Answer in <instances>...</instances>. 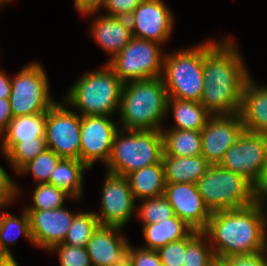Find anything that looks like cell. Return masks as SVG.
Listing matches in <instances>:
<instances>
[{
    "label": "cell",
    "instance_id": "obj_1",
    "mask_svg": "<svg viewBox=\"0 0 267 266\" xmlns=\"http://www.w3.org/2000/svg\"><path fill=\"white\" fill-rule=\"evenodd\" d=\"M230 36L203 41L204 89L200 103L211 115L239 114L251 73Z\"/></svg>",
    "mask_w": 267,
    "mask_h": 266
},
{
    "label": "cell",
    "instance_id": "obj_2",
    "mask_svg": "<svg viewBox=\"0 0 267 266\" xmlns=\"http://www.w3.org/2000/svg\"><path fill=\"white\" fill-rule=\"evenodd\" d=\"M203 232L217 260L267 251L266 200L259 199L245 208L212 212Z\"/></svg>",
    "mask_w": 267,
    "mask_h": 266
},
{
    "label": "cell",
    "instance_id": "obj_3",
    "mask_svg": "<svg viewBox=\"0 0 267 266\" xmlns=\"http://www.w3.org/2000/svg\"><path fill=\"white\" fill-rule=\"evenodd\" d=\"M167 101L161 77L125 82L118 111L119 128L161 131L167 116Z\"/></svg>",
    "mask_w": 267,
    "mask_h": 266
},
{
    "label": "cell",
    "instance_id": "obj_4",
    "mask_svg": "<svg viewBox=\"0 0 267 266\" xmlns=\"http://www.w3.org/2000/svg\"><path fill=\"white\" fill-rule=\"evenodd\" d=\"M123 82L105 63L84 73L64 94L63 100L81 116H111L118 113Z\"/></svg>",
    "mask_w": 267,
    "mask_h": 266
},
{
    "label": "cell",
    "instance_id": "obj_5",
    "mask_svg": "<svg viewBox=\"0 0 267 266\" xmlns=\"http://www.w3.org/2000/svg\"><path fill=\"white\" fill-rule=\"evenodd\" d=\"M163 136L160 130H125L114 136L106 172L126 177L145 166L161 163Z\"/></svg>",
    "mask_w": 267,
    "mask_h": 266
},
{
    "label": "cell",
    "instance_id": "obj_6",
    "mask_svg": "<svg viewBox=\"0 0 267 266\" xmlns=\"http://www.w3.org/2000/svg\"><path fill=\"white\" fill-rule=\"evenodd\" d=\"M161 78L168 98L200 102L204 89L203 42L166 51Z\"/></svg>",
    "mask_w": 267,
    "mask_h": 266
},
{
    "label": "cell",
    "instance_id": "obj_7",
    "mask_svg": "<svg viewBox=\"0 0 267 266\" xmlns=\"http://www.w3.org/2000/svg\"><path fill=\"white\" fill-rule=\"evenodd\" d=\"M196 186L211 213L245 208L259 200L247 179L219 165H211Z\"/></svg>",
    "mask_w": 267,
    "mask_h": 266
},
{
    "label": "cell",
    "instance_id": "obj_8",
    "mask_svg": "<svg viewBox=\"0 0 267 266\" xmlns=\"http://www.w3.org/2000/svg\"><path fill=\"white\" fill-rule=\"evenodd\" d=\"M42 63L32 61L11 78L9 97L13 117L47 113L57 102L50 92V84Z\"/></svg>",
    "mask_w": 267,
    "mask_h": 266
},
{
    "label": "cell",
    "instance_id": "obj_9",
    "mask_svg": "<svg viewBox=\"0 0 267 266\" xmlns=\"http://www.w3.org/2000/svg\"><path fill=\"white\" fill-rule=\"evenodd\" d=\"M161 44L133 37L106 64L123 82L161 77L165 52Z\"/></svg>",
    "mask_w": 267,
    "mask_h": 266
},
{
    "label": "cell",
    "instance_id": "obj_10",
    "mask_svg": "<svg viewBox=\"0 0 267 266\" xmlns=\"http://www.w3.org/2000/svg\"><path fill=\"white\" fill-rule=\"evenodd\" d=\"M62 101L56 102L46 113L47 146L61 158L80 160L81 115Z\"/></svg>",
    "mask_w": 267,
    "mask_h": 266
},
{
    "label": "cell",
    "instance_id": "obj_11",
    "mask_svg": "<svg viewBox=\"0 0 267 266\" xmlns=\"http://www.w3.org/2000/svg\"><path fill=\"white\" fill-rule=\"evenodd\" d=\"M267 152V135L244 130L224 154L219 166L243 176L256 185Z\"/></svg>",
    "mask_w": 267,
    "mask_h": 266
},
{
    "label": "cell",
    "instance_id": "obj_12",
    "mask_svg": "<svg viewBox=\"0 0 267 266\" xmlns=\"http://www.w3.org/2000/svg\"><path fill=\"white\" fill-rule=\"evenodd\" d=\"M105 174L101 184L100 214L95 211L94 214L102 226L124 228L136 216L137 201L126 177Z\"/></svg>",
    "mask_w": 267,
    "mask_h": 266
},
{
    "label": "cell",
    "instance_id": "obj_13",
    "mask_svg": "<svg viewBox=\"0 0 267 266\" xmlns=\"http://www.w3.org/2000/svg\"><path fill=\"white\" fill-rule=\"evenodd\" d=\"M119 129L118 121L111 116H81L80 161L90 170L97 161L106 165Z\"/></svg>",
    "mask_w": 267,
    "mask_h": 266
},
{
    "label": "cell",
    "instance_id": "obj_14",
    "mask_svg": "<svg viewBox=\"0 0 267 266\" xmlns=\"http://www.w3.org/2000/svg\"><path fill=\"white\" fill-rule=\"evenodd\" d=\"M128 18L133 37L161 45L169 41L174 30L175 17L164 0H143Z\"/></svg>",
    "mask_w": 267,
    "mask_h": 266
},
{
    "label": "cell",
    "instance_id": "obj_15",
    "mask_svg": "<svg viewBox=\"0 0 267 266\" xmlns=\"http://www.w3.org/2000/svg\"><path fill=\"white\" fill-rule=\"evenodd\" d=\"M244 130L239 114L211 115L201 130V155L210 165H218Z\"/></svg>",
    "mask_w": 267,
    "mask_h": 266
},
{
    "label": "cell",
    "instance_id": "obj_16",
    "mask_svg": "<svg viewBox=\"0 0 267 266\" xmlns=\"http://www.w3.org/2000/svg\"><path fill=\"white\" fill-rule=\"evenodd\" d=\"M30 218V233L34 246L50 251L64 242L68 230L78 213L62 208L26 210Z\"/></svg>",
    "mask_w": 267,
    "mask_h": 266
},
{
    "label": "cell",
    "instance_id": "obj_17",
    "mask_svg": "<svg viewBox=\"0 0 267 266\" xmlns=\"http://www.w3.org/2000/svg\"><path fill=\"white\" fill-rule=\"evenodd\" d=\"M164 195L174 214L194 231L207 228L211 212L204 204L196 184L166 183Z\"/></svg>",
    "mask_w": 267,
    "mask_h": 266
},
{
    "label": "cell",
    "instance_id": "obj_18",
    "mask_svg": "<svg viewBox=\"0 0 267 266\" xmlns=\"http://www.w3.org/2000/svg\"><path fill=\"white\" fill-rule=\"evenodd\" d=\"M124 228L99 225L93 232L86 249L92 266H126L129 239L121 232Z\"/></svg>",
    "mask_w": 267,
    "mask_h": 266
},
{
    "label": "cell",
    "instance_id": "obj_19",
    "mask_svg": "<svg viewBox=\"0 0 267 266\" xmlns=\"http://www.w3.org/2000/svg\"><path fill=\"white\" fill-rule=\"evenodd\" d=\"M98 14L99 12H90L83 16H95L90 24L89 32L97 46L110 56L109 61L131 41L132 29L129 18Z\"/></svg>",
    "mask_w": 267,
    "mask_h": 266
},
{
    "label": "cell",
    "instance_id": "obj_20",
    "mask_svg": "<svg viewBox=\"0 0 267 266\" xmlns=\"http://www.w3.org/2000/svg\"><path fill=\"white\" fill-rule=\"evenodd\" d=\"M239 115L246 131L267 135V84L251 76L244 86Z\"/></svg>",
    "mask_w": 267,
    "mask_h": 266
},
{
    "label": "cell",
    "instance_id": "obj_21",
    "mask_svg": "<svg viewBox=\"0 0 267 266\" xmlns=\"http://www.w3.org/2000/svg\"><path fill=\"white\" fill-rule=\"evenodd\" d=\"M141 230L145 245L140 247L149 250H158L168 243L186 238L193 231L176 215L157 223L143 225Z\"/></svg>",
    "mask_w": 267,
    "mask_h": 266
},
{
    "label": "cell",
    "instance_id": "obj_22",
    "mask_svg": "<svg viewBox=\"0 0 267 266\" xmlns=\"http://www.w3.org/2000/svg\"><path fill=\"white\" fill-rule=\"evenodd\" d=\"M136 201L150 199L165 192V169L163 162L145 166L126 176Z\"/></svg>",
    "mask_w": 267,
    "mask_h": 266
},
{
    "label": "cell",
    "instance_id": "obj_23",
    "mask_svg": "<svg viewBox=\"0 0 267 266\" xmlns=\"http://www.w3.org/2000/svg\"><path fill=\"white\" fill-rule=\"evenodd\" d=\"M166 183H194L211 166L202 155L192 157L168 156L163 153Z\"/></svg>",
    "mask_w": 267,
    "mask_h": 266
},
{
    "label": "cell",
    "instance_id": "obj_24",
    "mask_svg": "<svg viewBox=\"0 0 267 266\" xmlns=\"http://www.w3.org/2000/svg\"><path fill=\"white\" fill-rule=\"evenodd\" d=\"M90 168L77 159L62 158L52 172L49 184L64 190L72 199H82L84 172Z\"/></svg>",
    "mask_w": 267,
    "mask_h": 266
},
{
    "label": "cell",
    "instance_id": "obj_25",
    "mask_svg": "<svg viewBox=\"0 0 267 266\" xmlns=\"http://www.w3.org/2000/svg\"><path fill=\"white\" fill-rule=\"evenodd\" d=\"M170 111L175 124L168 128L181 130L201 131L211 116L200 102L174 98L167 101V114Z\"/></svg>",
    "mask_w": 267,
    "mask_h": 266
},
{
    "label": "cell",
    "instance_id": "obj_26",
    "mask_svg": "<svg viewBox=\"0 0 267 266\" xmlns=\"http://www.w3.org/2000/svg\"><path fill=\"white\" fill-rule=\"evenodd\" d=\"M23 236L33 244L30 233V218L23 208L21 216L17 217L0 209V257H14L10 246H15L18 237Z\"/></svg>",
    "mask_w": 267,
    "mask_h": 266
},
{
    "label": "cell",
    "instance_id": "obj_27",
    "mask_svg": "<svg viewBox=\"0 0 267 266\" xmlns=\"http://www.w3.org/2000/svg\"><path fill=\"white\" fill-rule=\"evenodd\" d=\"M164 154L176 157L201 155V131L162 128Z\"/></svg>",
    "mask_w": 267,
    "mask_h": 266
},
{
    "label": "cell",
    "instance_id": "obj_28",
    "mask_svg": "<svg viewBox=\"0 0 267 266\" xmlns=\"http://www.w3.org/2000/svg\"><path fill=\"white\" fill-rule=\"evenodd\" d=\"M46 113L13 117L1 135V143H18L45 137Z\"/></svg>",
    "mask_w": 267,
    "mask_h": 266
},
{
    "label": "cell",
    "instance_id": "obj_29",
    "mask_svg": "<svg viewBox=\"0 0 267 266\" xmlns=\"http://www.w3.org/2000/svg\"><path fill=\"white\" fill-rule=\"evenodd\" d=\"M48 149L46 138L39 137L33 140L18 143H0V152L14 172H18L25 164L35 159L40 153Z\"/></svg>",
    "mask_w": 267,
    "mask_h": 266
},
{
    "label": "cell",
    "instance_id": "obj_30",
    "mask_svg": "<svg viewBox=\"0 0 267 266\" xmlns=\"http://www.w3.org/2000/svg\"><path fill=\"white\" fill-rule=\"evenodd\" d=\"M217 261L209 238L203 231H192L186 237L183 266H213Z\"/></svg>",
    "mask_w": 267,
    "mask_h": 266
},
{
    "label": "cell",
    "instance_id": "obj_31",
    "mask_svg": "<svg viewBox=\"0 0 267 266\" xmlns=\"http://www.w3.org/2000/svg\"><path fill=\"white\" fill-rule=\"evenodd\" d=\"M68 198V199H67ZM72 199L64 190L59 189L49 183L36 184L32 194V204L25 206V210H50L64 207L65 201Z\"/></svg>",
    "mask_w": 267,
    "mask_h": 266
},
{
    "label": "cell",
    "instance_id": "obj_32",
    "mask_svg": "<svg viewBox=\"0 0 267 266\" xmlns=\"http://www.w3.org/2000/svg\"><path fill=\"white\" fill-rule=\"evenodd\" d=\"M99 225L94 212L79 211L75 216L63 243L86 248L93 232Z\"/></svg>",
    "mask_w": 267,
    "mask_h": 266
},
{
    "label": "cell",
    "instance_id": "obj_33",
    "mask_svg": "<svg viewBox=\"0 0 267 266\" xmlns=\"http://www.w3.org/2000/svg\"><path fill=\"white\" fill-rule=\"evenodd\" d=\"M138 202L135 217H139L141 226L157 223L175 215L172 206L164 194Z\"/></svg>",
    "mask_w": 267,
    "mask_h": 266
},
{
    "label": "cell",
    "instance_id": "obj_34",
    "mask_svg": "<svg viewBox=\"0 0 267 266\" xmlns=\"http://www.w3.org/2000/svg\"><path fill=\"white\" fill-rule=\"evenodd\" d=\"M62 158L58 156L53 150L47 149L45 152L40 153L35 159H32L25 164L18 172L17 175L30 174L35 183H48L52 172L55 170L57 164Z\"/></svg>",
    "mask_w": 267,
    "mask_h": 266
},
{
    "label": "cell",
    "instance_id": "obj_35",
    "mask_svg": "<svg viewBox=\"0 0 267 266\" xmlns=\"http://www.w3.org/2000/svg\"><path fill=\"white\" fill-rule=\"evenodd\" d=\"M49 253H56L60 266H92L90 257L85 247L58 244Z\"/></svg>",
    "mask_w": 267,
    "mask_h": 266
},
{
    "label": "cell",
    "instance_id": "obj_36",
    "mask_svg": "<svg viewBox=\"0 0 267 266\" xmlns=\"http://www.w3.org/2000/svg\"><path fill=\"white\" fill-rule=\"evenodd\" d=\"M162 265L183 266L186 252V238L166 244L157 250Z\"/></svg>",
    "mask_w": 267,
    "mask_h": 266
},
{
    "label": "cell",
    "instance_id": "obj_37",
    "mask_svg": "<svg viewBox=\"0 0 267 266\" xmlns=\"http://www.w3.org/2000/svg\"><path fill=\"white\" fill-rule=\"evenodd\" d=\"M20 195V186L0 165V209L10 206Z\"/></svg>",
    "mask_w": 267,
    "mask_h": 266
},
{
    "label": "cell",
    "instance_id": "obj_38",
    "mask_svg": "<svg viewBox=\"0 0 267 266\" xmlns=\"http://www.w3.org/2000/svg\"><path fill=\"white\" fill-rule=\"evenodd\" d=\"M128 266H162L157 250H149L142 247L129 245Z\"/></svg>",
    "mask_w": 267,
    "mask_h": 266
},
{
    "label": "cell",
    "instance_id": "obj_39",
    "mask_svg": "<svg viewBox=\"0 0 267 266\" xmlns=\"http://www.w3.org/2000/svg\"><path fill=\"white\" fill-rule=\"evenodd\" d=\"M142 1L143 0H105L101 9H105L106 13H104V15L128 18Z\"/></svg>",
    "mask_w": 267,
    "mask_h": 266
},
{
    "label": "cell",
    "instance_id": "obj_40",
    "mask_svg": "<svg viewBox=\"0 0 267 266\" xmlns=\"http://www.w3.org/2000/svg\"><path fill=\"white\" fill-rule=\"evenodd\" d=\"M227 266H267V251L231 255L222 260Z\"/></svg>",
    "mask_w": 267,
    "mask_h": 266
},
{
    "label": "cell",
    "instance_id": "obj_41",
    "mask_svg": "<svg viewBox=\"0 0 267 266\" xmlns=\"http://www.w3.org/2000/svg\"><path fill=\"white\" fill-rule=\"evenodd\" d=\"M105 0H74V7L77 12L84 15L90 12H99Z\"/></svg>",
    "mask_w": 267,
    "mask_h": 266
},
{
    "label": "cell",
    "instance_id": "obj_42",
    "mask_svg": "<svg viewBox=\"0 0 267 266\" xmlns=\"http://www.w3.org/2000/svg\"><path fill=\"white\" fill-rule=\"evenodd\" d=\"M12 118L9 98H0V136L7 130Z\"/></svg>",
    "mask_w": 267,
    "mask_h": 266
},
{
    "label": "cell",
    "instance_id": "obj_43",
    "mask_svg": "<svg viewBox=\"0 0 267 266\" xmlns=\"http://www.w3.org/2000/svg\"><path fill=\"white\" fill-rule=\"evenodd\" d=\"M254 192L256 197L260 200H265L267 198V152L263 169L256 185L254 186Z\"/></svg>",
    "mask_w": 267,
    "mask_h": 266
},
{
    "label": "cell",
    "instance_id": "obj_44",
    "mask_svg": "<svg viewBox=\"0 0 267 266\" xmlns=\"http://www.w3.org/2000/svg\"><path fill=\"white\" fill-rule=\"evenodd\" d=\"M11 94V77L0 70V98H9Z\"/></svg>",
    "mask_w": 267,
    "mask_h": 266
},
{
    "label": "cell",
    "instance_id": "obj_45",
    "mask_svg": "<svg viewBox=\"0 0 267 266\" xmlns=\"http://www.w3.org/2000/svg\"><path fill=\"white\" fill-rule=\"evenodd\" d=\"M0 266H19V263L14 257H0Z\"/></svg>",
    "mask_w": 267,
    "mask_h": 266
},
{
    "label": "cell",
    "instance_id": "obj_46",
    "mask_svg": "<svg viewBox=\"0 0 267 266\" xmlns=\"http://www.w3.org/2000/svg\"><path fill=\"white\" fill-rule=\"evenodd\" d=\"M213 266H227L222 260H217Z\"/></svg>",
    "mask_w": 267,
    "mask_h": 266
},
{
    "label": "cell",
    "instance_id": "obj_47",
    "mask_svg": "<svg viewBox=\"0 0 267 266\" xmlns=\"http://www.w3.org/2000/svg\"><path fill=\"white\" fill-rule=\"evenodd\" d=\"M10 0H0V9L3 7V5L5 6L6 4L10 3Z\"/></svg>",
    "mask_w": 267,
    "mask_h": 266
}]
</instances>
